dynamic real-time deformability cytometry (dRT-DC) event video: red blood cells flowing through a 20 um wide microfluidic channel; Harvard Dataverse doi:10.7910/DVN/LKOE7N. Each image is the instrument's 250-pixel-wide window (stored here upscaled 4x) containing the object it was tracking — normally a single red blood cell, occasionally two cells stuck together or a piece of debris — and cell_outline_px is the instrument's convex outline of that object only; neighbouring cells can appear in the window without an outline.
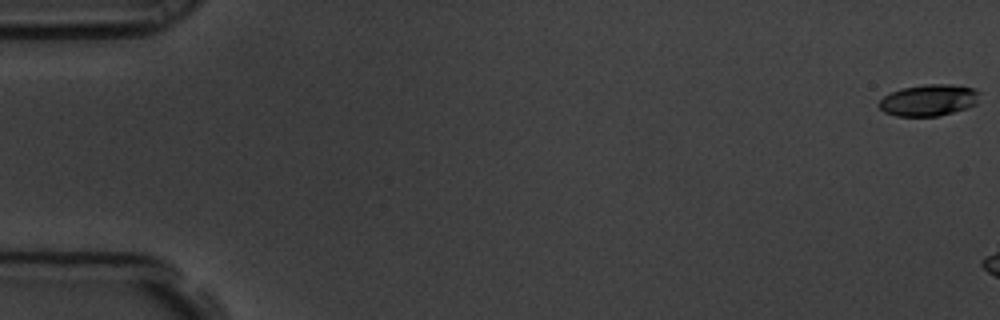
{"species": "common noctule bat (a hibernating species)", "species_latin": "Nyctalus noctula", "temperature_condition": "room temperature", "stored_images_in_passage": 3, "camera_frame_rate_fps": 3000, "um_per_image_px": 0.085, "animal": {"sex": "male", "body_mass_g": 19.5, "forearm_length_mm": 54.6}, "frame": {"image": 1, "passage_image": 1, "time_ms": 0.0, "image_size_px": [1000, 320], "cell_outline_px": [[980, 92], [976, 104], [952, 112], [936, 116], [896, 116], [884, 112], [876, 104], [884, 96], [900, 88], [924, 84], [952, 84], [976, 88]], "centroid_in_image_um": [78.93, 8.5], "position_along_channel_um": 6.1, "area_um2": 18.55}}